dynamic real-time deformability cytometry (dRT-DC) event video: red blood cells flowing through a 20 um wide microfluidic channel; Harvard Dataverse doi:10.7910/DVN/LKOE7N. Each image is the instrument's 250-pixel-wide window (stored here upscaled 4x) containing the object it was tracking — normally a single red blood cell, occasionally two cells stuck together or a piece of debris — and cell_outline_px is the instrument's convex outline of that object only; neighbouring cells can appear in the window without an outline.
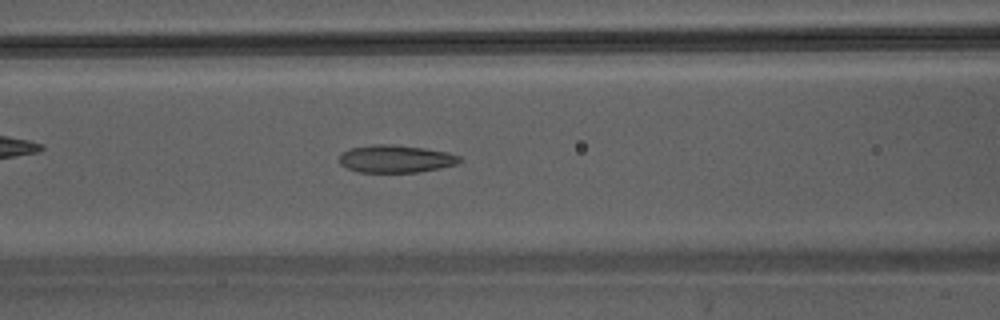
{"species": "Egyptian fruit bat (a non-hibernating species)", "species_latin": "Rousettus aegyptiacus", "temperature_condition": "warm", "stored_images_in_passage": 31, "camera_frame_rate_fps": 3000, "um_per_image_px": 0.085, "animal": {"sex": "male"}, "frame": {"image": 1, "passage_image": 10, "time_ms": 3.0, "image_size_px": [1000, 320], "cell_outline_px": [[460, 160], [456, 164], [440, 168], [416, 172], [360, 172], [348, 168], [340, 164], [340, 156], [348, 148], [376, 144], [392, 144], [424, 148], [448, 152], [460, 156]], "centroid_in_image_um": [33.63, 13.49], "position_along_channel_um": 133.0, "area_um2": 19.19}}
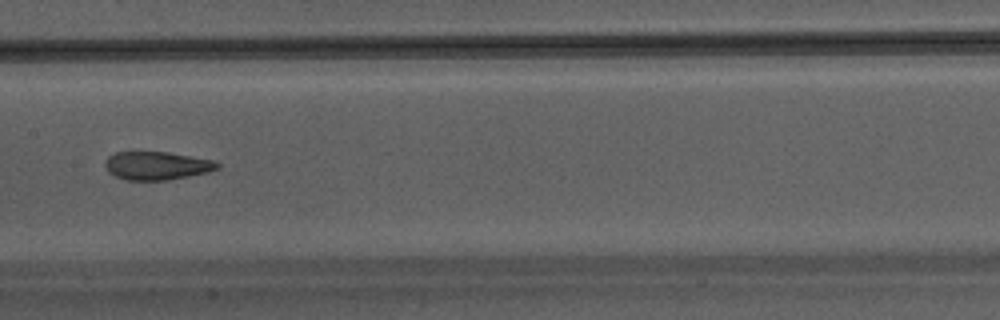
{"frame": {"image": 2, "passage_image": 14, "time_ms": 4.333, "image_size_px": [1000, 320], "cell_outline_px": [[220, 168], [208, 172], [168, 180], [124, 180], [108, 172], [104, 164], [104, 160], [108, 156], [116, 152], [168, 152], [212, 160], [220, 164]], "centroid_in_image_um": [13.3, 14.08], "position_along_channel_um": 194.1, "area_um2": 18.5}}